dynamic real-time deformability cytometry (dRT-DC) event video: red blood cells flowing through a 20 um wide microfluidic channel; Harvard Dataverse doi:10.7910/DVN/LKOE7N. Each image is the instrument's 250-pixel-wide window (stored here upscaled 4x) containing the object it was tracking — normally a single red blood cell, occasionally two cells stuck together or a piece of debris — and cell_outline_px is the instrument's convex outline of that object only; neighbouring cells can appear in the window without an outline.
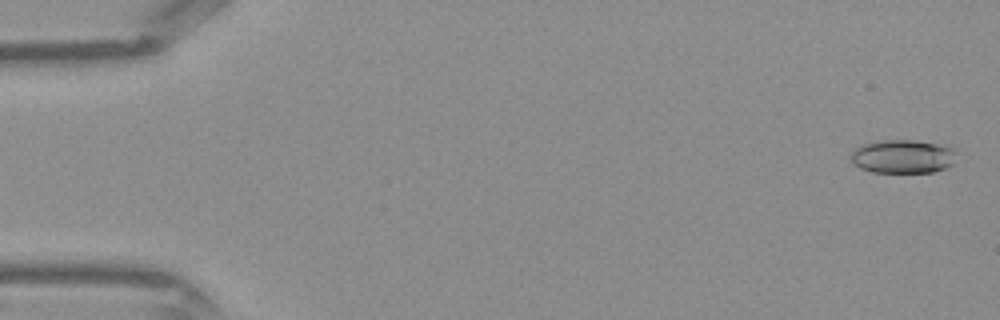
{"species": "Egyptian fruit bat (a non-hibernating species)", "species_latin": "Rousettus aegyptiacus", "temperature_condition": "warm", "stored_images_in_passage": 42, "camera_frame_rate_fps": 3000, "um_per_image_px": 0.085, "frame": {"image": 1, "passage_image": 1, "time_ms": 0.0, "image_size_px": [1000, 320], "cell_outline_px": [[956, 148], [952, 164], [948, 168], [932, 172], [872, 172], [860, 168], [848, 156], [856, 148], [864, 144], [880, 140], [916, 140]], "centroid_in_image_um": [76.74, 13.3], "position_along_channel_um": 8.3, "area_um2": 20.63}}
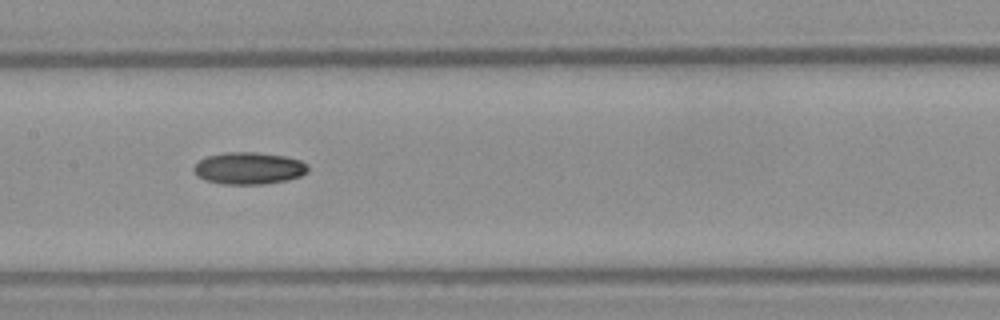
{"frame": {"image": 2, "passage_image": 21, "time_ms": 6.667, "image_size_px": [1000, 320], "cell_outline_px": [[308, 172], [300, 176], [288, 180], [260, 184], [224, 184], [204, 180], [192, 168], [204, 156], [224, 152], [256, 152], [284, 156], [300, 160], [308, 164]], "centroid_in_image_um": [21.16, 14.29], "position_along_channel_um": 186.2, "area_um2": 21.33}}
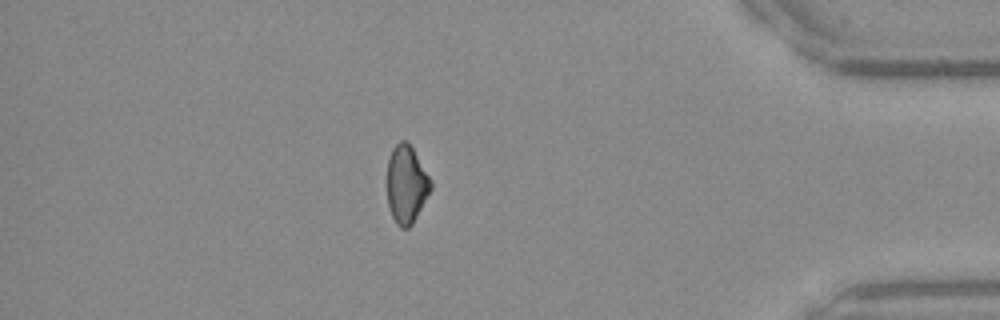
{"frame": {"image": 3, "passage_image": 37, "time_ms": 12.0, "image_size_px": [1000, 320], "cell_outline_px": [[432, 188], [412, 224], [408, 228], [400, 228], [396, 224], [392, 216], [388, 204], [388, 160], [392, 148], [400, 140], [404, 140], [412, 148], [432, 180]], "centroid_in_image_um": [34.55, 15.68], "position_along_channel_um": 400.7, "area_um2": 19.59}}